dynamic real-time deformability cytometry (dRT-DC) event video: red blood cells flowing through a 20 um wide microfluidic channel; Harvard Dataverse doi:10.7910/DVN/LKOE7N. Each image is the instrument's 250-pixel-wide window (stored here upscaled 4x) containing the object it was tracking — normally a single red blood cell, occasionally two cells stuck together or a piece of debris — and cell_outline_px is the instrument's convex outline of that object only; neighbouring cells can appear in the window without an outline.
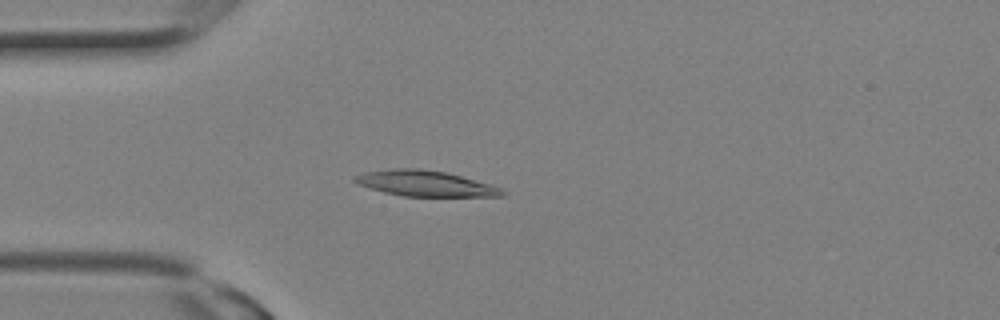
{"species": "Egyptian fruit bat (a non-hibernating species)", "species_latin": "Rousettus aegyptiacus", "temperature_condition": "room temperature", "stored_images_in_passage": 2, "camera_frame_rate_fps": 3000, "um_per_image_px": 0.085, "animal": {"sex": "female"}, "frame": {"image": 1, "passage_image": 2, "time_ms": 0.333, "image_size_px": [1000, 320], "cell_outline_px": [[504, 196], [404, 196], [384, 192], [360, 184], [352, 180], [352, 176], [364, 172], [396, 168], [420, 168], [444, 172], [460, 176], [488, 184], [500, 188], [504, 192]], "centroid_in_image_um": [36.09, 15.59], "position_along_channel_um": 48.9, "area_um2": 21.62}}